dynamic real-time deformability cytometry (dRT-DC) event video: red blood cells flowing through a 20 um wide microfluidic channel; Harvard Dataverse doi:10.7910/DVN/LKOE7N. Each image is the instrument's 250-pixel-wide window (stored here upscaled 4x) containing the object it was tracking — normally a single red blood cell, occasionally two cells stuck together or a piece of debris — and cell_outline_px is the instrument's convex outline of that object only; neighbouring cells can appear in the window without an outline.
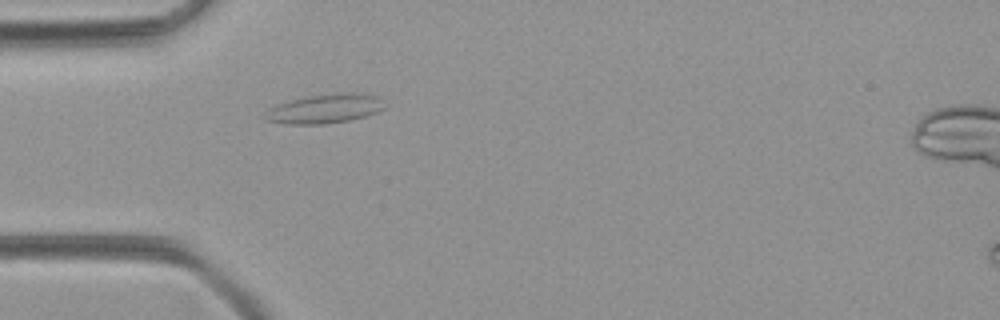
{"species": "common noctule bat (a hibernating species)", "species_latin": "Nyctalus noctula", "temperature_condition": "room temperature", "stored_images_in_passage": 38, "camera_frame_rate_fps": 3000, "um_per_image_px": 0.085, "animal": {"sex": "female", "body_mass_g": 21.9}, "frame": {"image": 1, "passage_image": 3, "time_ms": 0.667, "image_size_px": [1000, 320], "cell_outline_px": [[384, 108], [376, 112], [352, 120], [324, 124], [284, 124], [264, 120], [264, 112], [276, 104], [304, 96], [332, 92], [368, 92], [380, 96]], "centroid_in_image_um": [27.61, 9.21], "position_along_channel_um": 57.4, "area_um2": 20.98}}
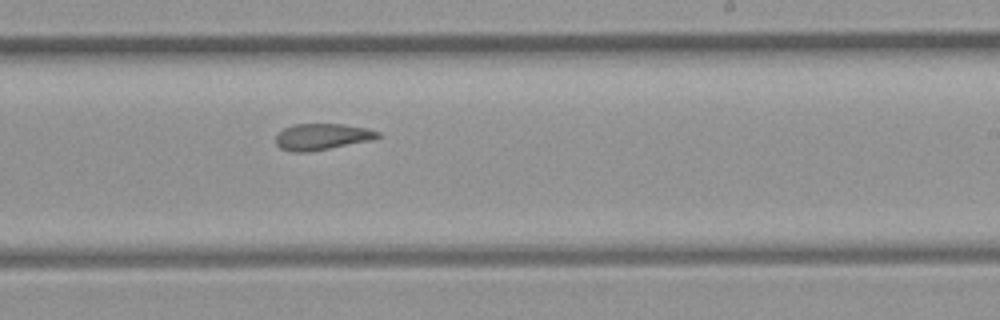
{"frame": {"image": 2, "passage_image": 18, "time_ms": 5.667, "image_size_px": [1000, 320], "cell_outline_px": [[380, 136], [372, 140], [308, 152], [292, 152], [280, 148], [276, 144], [276, 136], [284, 128], [292, 124], [344, 124], [368, 128], [380, 132]], "centroid_in_image_um": [27.37, 11.61], "position_along_channel_um": 261.6, "area_um2": 15.66}}
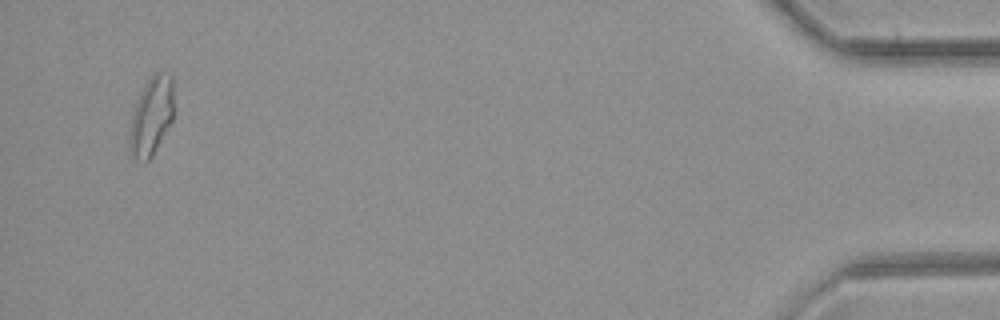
{"frame": {"image": 3, "passage_image": 36, "time_ms": 11.667, "image_size_px": [1000, 320], "cell_outline_px": [[172, 120], [152, 156], [144, 164], [136, 160], [128, 148], [128, 136], [132, 112], [136, 100], [144, 84], [156, 72], [172, 72]], "centroid_in_image_um": [12.82, 9.89], "position_along_channel_um": 422.4, "area_um2": 20.4}}